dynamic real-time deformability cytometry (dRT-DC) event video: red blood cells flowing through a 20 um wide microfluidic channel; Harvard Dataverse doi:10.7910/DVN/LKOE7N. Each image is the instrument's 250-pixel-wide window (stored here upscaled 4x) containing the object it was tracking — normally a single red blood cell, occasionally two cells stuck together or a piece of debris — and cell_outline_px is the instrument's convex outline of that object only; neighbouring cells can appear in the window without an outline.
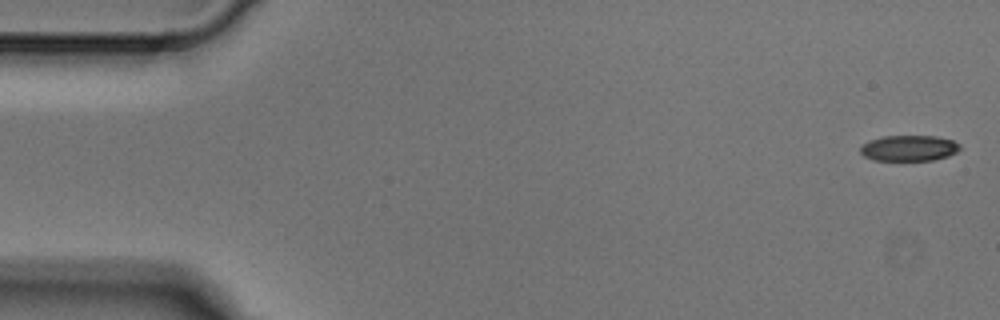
{"species": "Egyptian fruit bat (a non-hibernating species)", "species_latin": "Rousettus aegyptiacus", "temperature_condition": "cold", "stored_images_in_passage": 5, "camera_frame_rate_fps": 3000, "um_per_image_px": 0.085, "animal": {"sex": "male"}, "frame": {"image": 1, "passage_image": 1, "time_ms": 0.0, "image_size_px": [1000, 320], "cell_outline_px": [[960, 148], [956, 152], [948, 156], [932, 160], [872, 160], [864, 156], [860, 152], [860, 148], [868, 140], [884, 136], [936, 136], [952, 140], [960, 144]], "centroid_in_image_um": [77.25, 12.59], "position_along_channel_um": 7.7, "area_um2": 14.91}}